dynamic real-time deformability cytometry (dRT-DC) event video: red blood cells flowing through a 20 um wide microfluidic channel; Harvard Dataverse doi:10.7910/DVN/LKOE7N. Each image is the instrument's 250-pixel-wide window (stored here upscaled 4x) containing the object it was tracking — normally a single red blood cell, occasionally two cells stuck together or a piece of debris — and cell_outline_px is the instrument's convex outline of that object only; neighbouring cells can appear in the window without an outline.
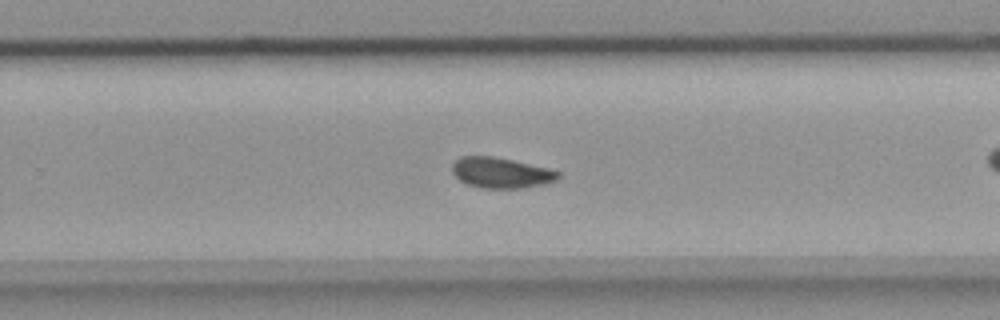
{"species": "common noctule bat (a hibernating species)", "species_latin": "Nyctalus noctula", "temperature_condition": "room temperature", "stored_images_in_passage": 44, "camera_frame_rate_fps": 3000, "um_per_image_px": 0.085, "animal": {"sex": "female", "body_mass_g": 18.4}, "frame": {"image": 1, "passage_image": 26, "time_ms": 8.333, "image_size_px": [1000, 320], "cell_outline_px": [[560, 176], [556, 180], [540, 184], [520, 188], [480, 188], [468, 184], [460, 180], [452, 172], [452, 164], [460, 156], [492, 156], [512, 160], [548, 168], [560, 172]], "centroid_in_image_um": [42.56, 14.68], "position_along_channel_um": 287.2, "area_um2": 18.67}}